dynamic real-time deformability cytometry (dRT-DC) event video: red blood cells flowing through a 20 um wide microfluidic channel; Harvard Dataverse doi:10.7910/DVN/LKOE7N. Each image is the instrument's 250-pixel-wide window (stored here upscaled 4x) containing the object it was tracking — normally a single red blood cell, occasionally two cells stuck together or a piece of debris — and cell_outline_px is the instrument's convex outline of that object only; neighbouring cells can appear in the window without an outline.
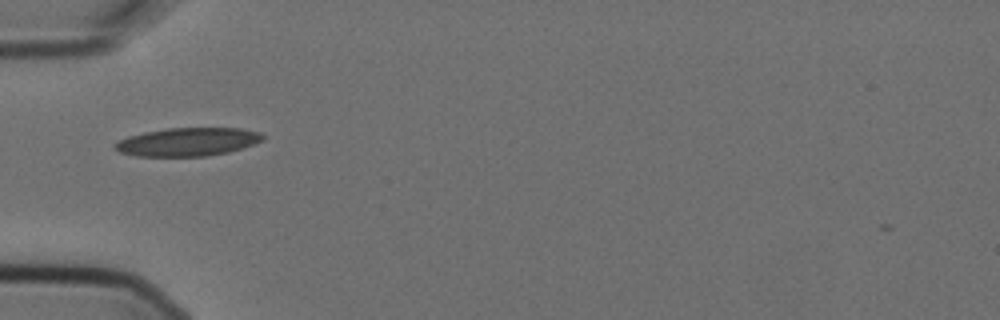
{"species": "Egyptian fruit bat (a non-hibernating species)", "species_latin": "Rousettus aegyptiacus", "temperature_condition": "cold", "stored_images_in_passage": 3, "camera_frame_rate_fps": 3000, "um_per_image_px": 0.085, "animal": {"sex": "female"}, "frame": {"image": 1, "passage_image": 3, "time_ms": 0.667, "image_size_px": [1000, 320], "cell_outline_px": [[264, 140], [228, 152], [204, 156], [136, 156], [120, 152], [112, 148], [112, 144], [128, 136], [144, 132], [168, 128], [240, 128], [260, 132], [264, 136]], "centroid_in_image_um": [15.91, 12.05], "position_along_channel_um": 69.1, "area_um2": 24.33}}